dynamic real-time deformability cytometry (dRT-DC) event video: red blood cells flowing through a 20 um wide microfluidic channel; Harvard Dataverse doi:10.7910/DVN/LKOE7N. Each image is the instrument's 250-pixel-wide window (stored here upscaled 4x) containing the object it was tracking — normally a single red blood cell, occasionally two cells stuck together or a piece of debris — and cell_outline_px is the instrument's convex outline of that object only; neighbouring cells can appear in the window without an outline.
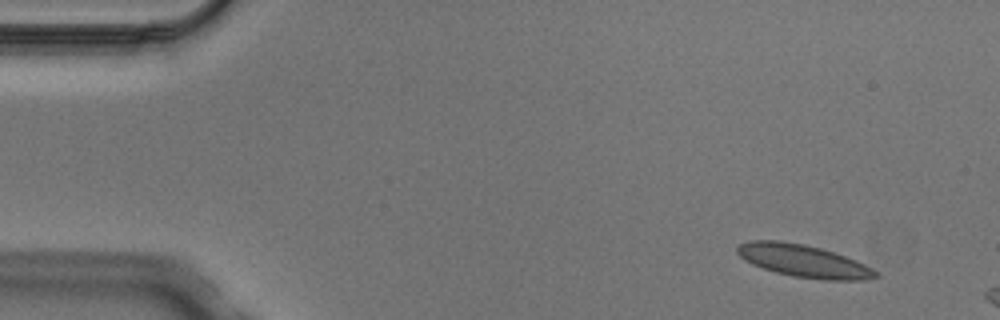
{"species": "Egyptian fruit bat (a non-hibernating species)", "species_latin": "Rousettus aegyptiacus", "temperature_condition": "cold", "stored_images_in_passage": 2, "camera_frame_rate_fps": 3000, "um_per_image_px": 0.085, "animal": {"sex": "male"}, "frame": {"image": 1, "passage_image": 1, "time_ms": 0.0, "image_size_px": [1000, 320], "cell_outline_px": [[880, 276], [868, 280], [820, 280], [792, 276], [776, 272], [752, 264], [744, 260], [736, 252], [736, 248], [740, 244], [752, 240], [780, 240], [804, 244], [820, 248], [856, 260], [880, 272]], "centroid_in_image_um": [68.33, 22.19], "position_along_channel_um": 16.7, "area_um2": 26.3}}